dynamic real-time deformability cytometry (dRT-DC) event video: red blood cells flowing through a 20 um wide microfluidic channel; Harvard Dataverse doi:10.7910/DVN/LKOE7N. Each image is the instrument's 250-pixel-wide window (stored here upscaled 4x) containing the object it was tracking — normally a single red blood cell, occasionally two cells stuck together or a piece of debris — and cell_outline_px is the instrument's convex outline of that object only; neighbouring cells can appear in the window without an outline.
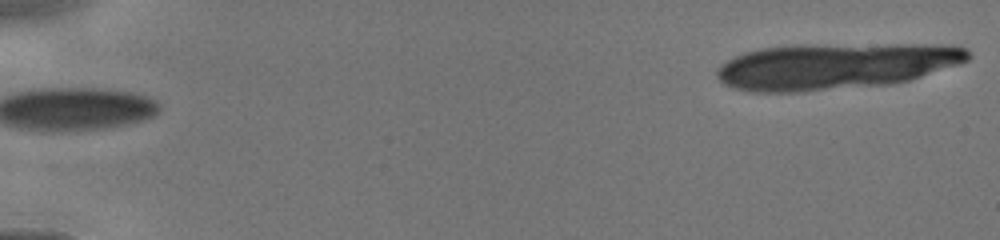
{"species": "human", "species_latin": "Homo sapiens", "temperature_condition": "cold", "stored_images_in_passage": 6, "segment_of_instrument_passage": [2, 2], "camera_frame_rate_fps": 3000, "um_per_image_px": 0.085, "donor": {"sex": "male"}, "frame": {"image": 1, "passage_image": 6, "time_ms": 5.0, "image_size_px": [1000, 240], "cell_outline_px": [[972, 56], [968, 60], [960, 64], [908, 80], [892, 84], [800, 92], [752, 92], [732, 88], [724, 84], [716, 76], [716, 68], [720, 64], [744, 52], [764, 48], [800, 44], [920, 44], [964, 48]], "centroid_in_image_um": [70.93, 5.62], "position_along_channel_um": 14.1, "area_um2": 67.86}}